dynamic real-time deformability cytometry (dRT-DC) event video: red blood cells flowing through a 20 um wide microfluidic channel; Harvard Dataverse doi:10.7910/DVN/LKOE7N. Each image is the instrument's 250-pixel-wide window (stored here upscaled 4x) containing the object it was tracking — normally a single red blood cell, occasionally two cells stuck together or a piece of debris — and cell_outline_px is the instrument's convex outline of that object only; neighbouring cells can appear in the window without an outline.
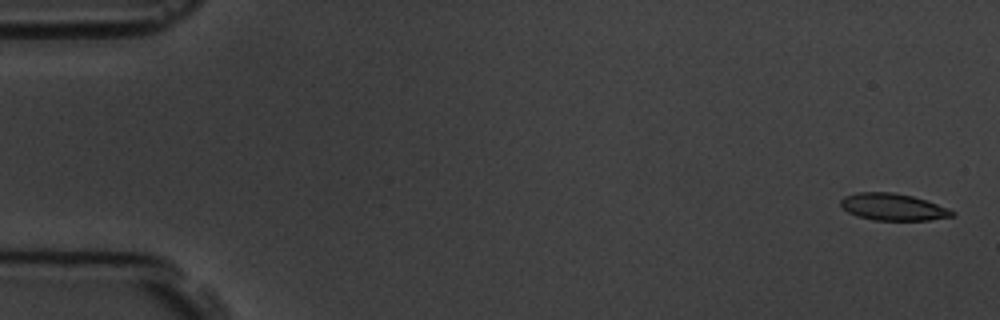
{"species": "common noctule bat (a hibernating species)", "species_latin": "Nyctalus noctula", "temperature_condition": "room temperature", "stored_images_in_passage": 10, "camera_frame_rate_fps": 3000, "um_per_image_px": 0.085, "animal": {"sex": "male", "body_mass_g": 19.5, "forearm_length_mm": 54.6}, "frame": {"image": 1, "passage_image": 1, "time_ms": 0.0, "image_size_px": [1000, 320], "cell_outline_px": [[956, 216], [928, 220], [872, 220], [856, 216], [848, 212], [840, 204], [840, 200], [844, 196], [856, 192], [892, 192], [912, 196], [948, 208], [956, 212]], "centroid_in_image_um": [75.89, 17.6], "position_along_channel_um": 9.1, "area_um2": 17.51}}
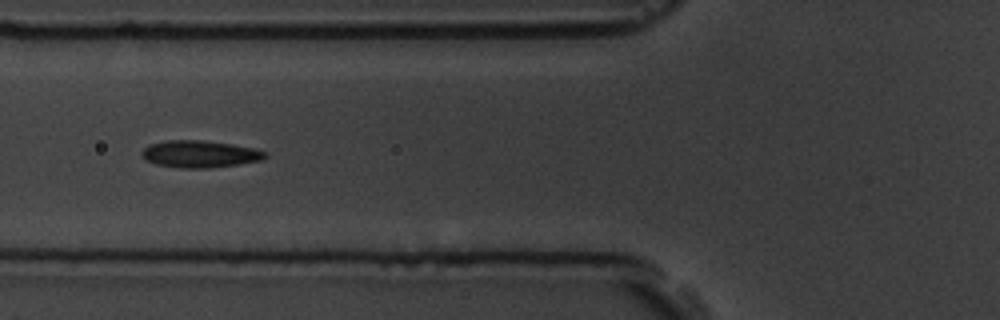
{"frame": {"image": 2, "passage_image": 7, "time_ms": 6.667, "image_size_px": [1000, 320], "cell_outline_px": [[268, 156], [264, 160], [208, 168], [180, 168], [156, 164], [144, 160], [140, 156], [140, 152], [148, 144], [164, 140], [204, 140], [232, 144], [252, 148], [268, 152]], "centroid_in_image_um": [16.94, 13.08], "position_along_channel_um": 108.9, "area_um2": 19.71}}
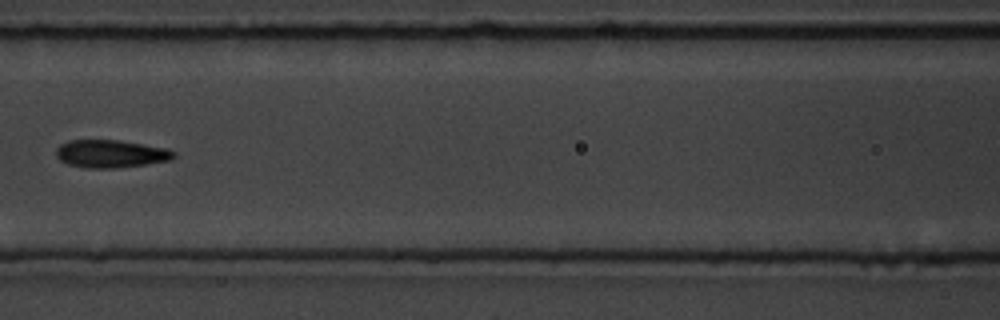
{"frame": {"image": 3, "passage_image": 8, "time_ms": 8.0, "image_size_px": [1000, 320], "cell_outline_px": [[176, 156], [172, 160], [116, 168], [88, 168], [68, 164], [60, 160], [56, 156], [56, 148], [60, 144], [68, 140], [120, 140], [168, 148], [176, 152]], "centroid_in_image_um": [9.43, 13.06], "position_along_channel_um": 157.2, "area_um2": 19.19}}